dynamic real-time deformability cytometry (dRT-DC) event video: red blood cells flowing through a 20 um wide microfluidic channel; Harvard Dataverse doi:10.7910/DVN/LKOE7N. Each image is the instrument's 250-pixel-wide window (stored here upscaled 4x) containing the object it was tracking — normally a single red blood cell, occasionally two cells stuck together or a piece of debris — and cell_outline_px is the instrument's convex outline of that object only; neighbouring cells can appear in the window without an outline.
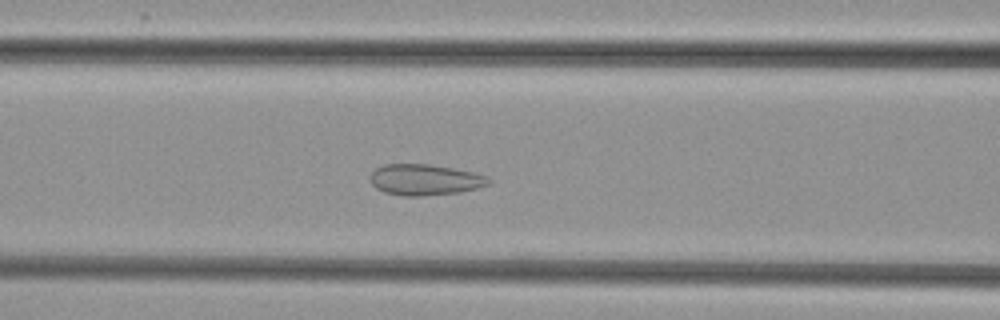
{"species": "common noctule bat (a hibernating species)", "species_latin": "Nyctalus noctula", "temperature_condition": "cold", "stored_images_in_passage": 44, "camera_frame_rate_fps": 3000, "um_per_image_px": 0.085, "animal": {"sex": "female", "body_mass_g": 29.2, "forearm_length_mm": 56.3}, "frame": {"image": 1, "passage_image": 12, "time_ms": 3.667, "image_size_px": [1000, 320], "cell_outline_px": [[492, 180], [488, 184], [476, 188], [460, 192], [420, 196], [400, 196], [384, 192], [376, 188], [368, 180], [368, 176], [376, 168], [384, 164], [428, 164], [452, 168], [472, 172], [488, 176]], "centroid_in_image_um": [36.07, 15.28], "position_along_channel_um": 130.5, "area_um2": 21.5}}
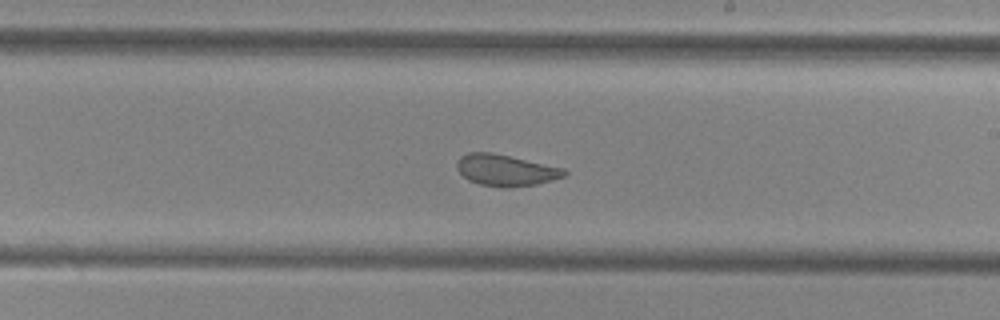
{"frame": {"image": 2, "passage_image": 21, "time_ms": 6.667, "image_size_px": [1000, 320], "cell_outline_px": [[568, 172], [564, 176], [536, 184], [508, 188], [500, 188], [480, 184], [468, 180], [456, 168], [456, 164], [460, 156], [468, 152], [492, 152], [564, 168]], "centroid_in_image_um": [42.96, 14.47], "position_along_channel_um": 246.0, "area_um2": 19.65}}
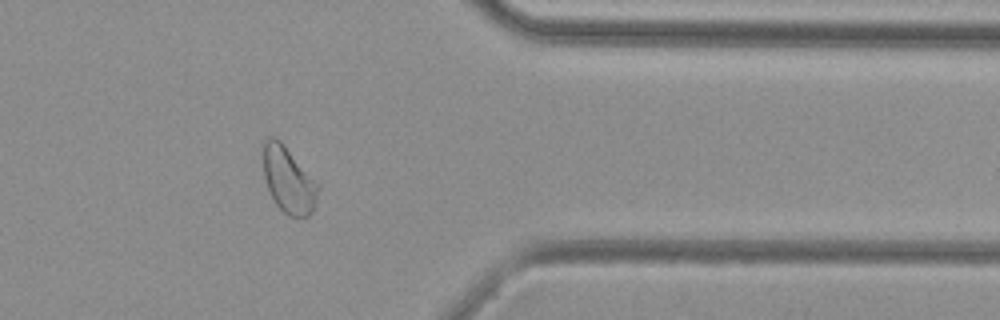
{"frame": {"image": 3, "passage_image": 33, "time_ms": 10.667, "image_size_px": [1000, 320], "cell_outline_px": [[320, 188], [312, 212], [308, 216], [288, 216], [276, 204], [268, 188], [264, 176], [260, 156], [264, 140], [268, 136], [272, 136], [280, 140], [320, 184]], "centroid_in_image_um": [24.49, 15.24], "position_along_channel_um": 386.9, "area_um2": 21.56}}